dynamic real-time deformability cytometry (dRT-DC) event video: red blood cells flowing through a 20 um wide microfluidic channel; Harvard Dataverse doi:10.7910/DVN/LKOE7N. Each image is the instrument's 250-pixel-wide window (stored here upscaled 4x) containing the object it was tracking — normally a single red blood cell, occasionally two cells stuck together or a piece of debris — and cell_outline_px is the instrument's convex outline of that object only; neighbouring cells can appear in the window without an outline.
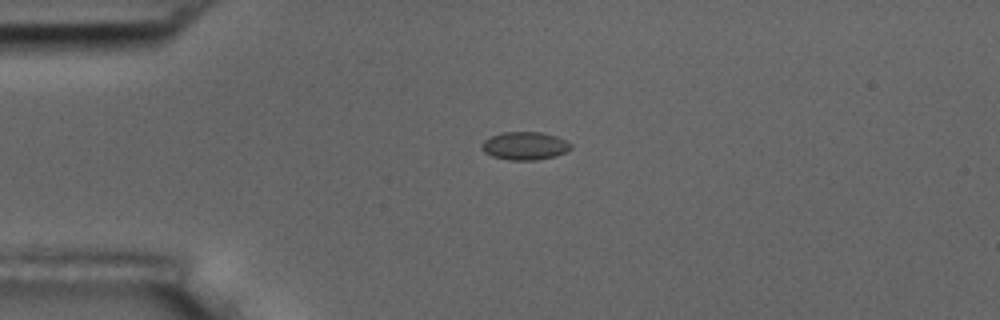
{"species": "common noctule bat (a hibernating species)", "species_latin": "Nyctalus noctula", "temperature_condition": "room temperature", "stored_images_in_passage": 54, "camera_frame_rate_fps": 3000, "um_per_image_px": 0.085, "animal": {"sex": "male", "body_mass_g": 17.5, "forearm_length_mm": 52.3}, "frame": {"image": 1, "passage_image": 13, "time_ms": 4.0, "image_size_px": [1000, 320], "cell_outline_px": [[572, 148], [556, 156], [536, 160], [508, 160], [492, 156], [484, 152], [480, 148], [480, 144], [484, 140], [492, 136], [504, 132], [540, 132], [556, 136], [572, 144]], "centroid_in_image_um": [44.59, 12.4], "position_along_channel_um": 40.4, "area_um2": 14.57}}
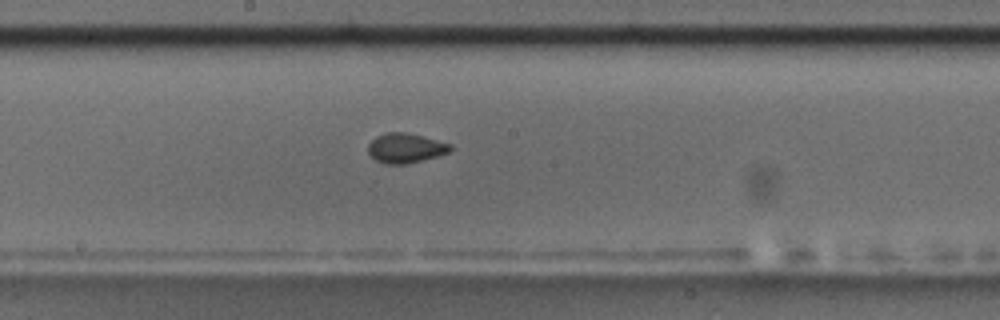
{"frame": {"image": 2, "passage_image": 29, "time_ms": 9.333, "image_size_px": [1000, 320], "cell_outline_px": [[452, 148], [448, 152], [436, 156], [404, 164], [384, 164], [376, 160], [368, 152], [368, 144], [376, 136], [388, 132], [408, 132], [424, 136], [452, 144]], "centroid_in_image_um": [34.46, 12.57], "position_along_channel_um": 213.7, "area_um2": 14.16}}
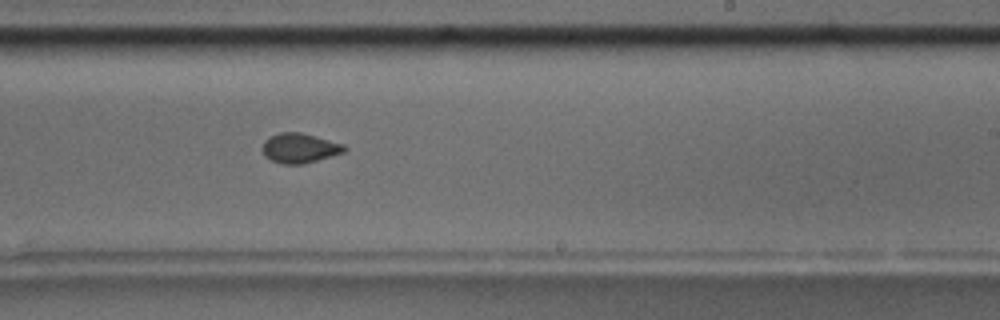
{"frame": {"image": 3, "passage_image": 33, "time_ms": 10.667, "image_size_px": [1000, 320], "cell_outline_px": [[348, 148], [344, 152], [304, 164], [284, 164], [272, 160], [264, 156], [264, 140], [268, 136], [280, 132], [300, 132], [316, 136], [344, 144]], "centroid_in_image_um": [25.48, 12.58], "position_along_channel_um": 263.5, "area_um2": 14.16}, "authors_computed_cell_mechanics": {"area_um2": 14.3922, "velocity_mm_per_s": 3.7466, "shape_relaxation_time_tau1_ms": 2.4726, "shape_relaxation_time_tau2_ms": 2.8233, "deformation_change_tau1": 0.0722, "deformation_change_tau2": 0.0526}}